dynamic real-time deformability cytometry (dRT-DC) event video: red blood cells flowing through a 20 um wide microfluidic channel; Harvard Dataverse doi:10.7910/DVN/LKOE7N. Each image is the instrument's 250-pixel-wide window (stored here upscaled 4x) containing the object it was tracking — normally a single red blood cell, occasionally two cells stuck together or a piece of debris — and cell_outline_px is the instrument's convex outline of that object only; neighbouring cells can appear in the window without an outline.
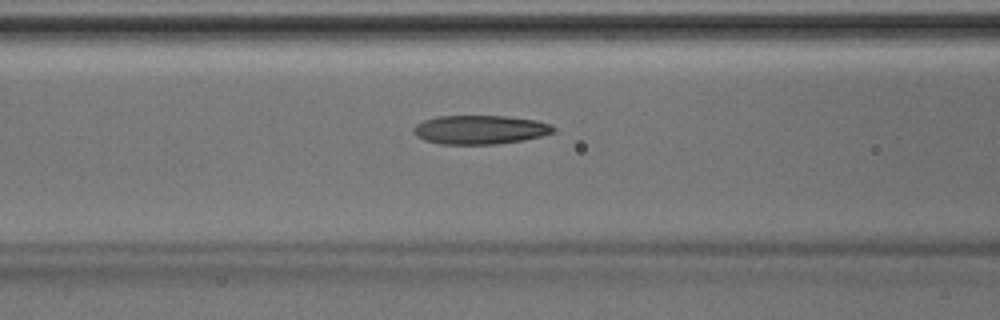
{"species": "Egyptian fruit bat (a non-hibernating species)", "species_latin": "Rousettus aegyptiacus", "temperature_condition": "room temperature", "stored_images_in_passage": 32, "camera_frame_rate_fps": 3000, "um_per_image_px": 0.085, "animal": {"sex": "male"}, "frame": {"image": 1, "passage_image": 5, "time_ms": 1.333, "image_size_px": [1000, 320], "cell_outline_px": [[556, 128], [552, 132], [540, 136], [524, 140], [496, 144], [440, 144], [424, 140], [416, 136], [412, 132], [412, 128], [416, 124], [424, 120], [436, 116], [508, 116], [536, 120], [552, 124]], "centroid_in_image_um": [40.78, 11.02], "position_along_channel_um": 125.8, "area_um2": 23.7}}
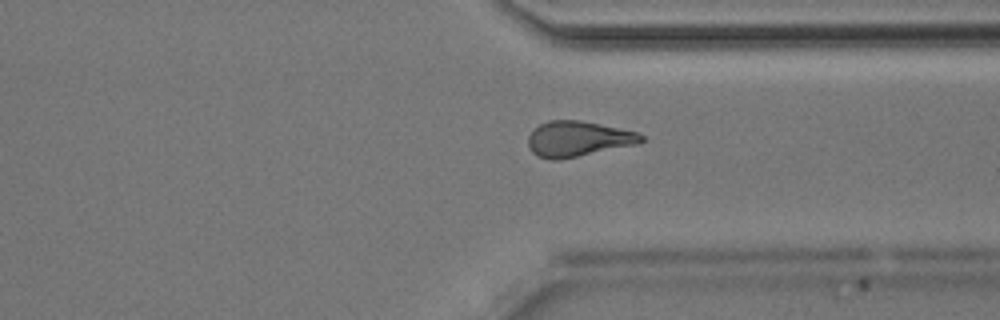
{"frame": {"image": 2, "passage_image": 21, "time_ms": 6.667, "image_size_px": [1000, 320], "cell_outline_px": [[644, 140], [640, 144], [560, 160], [552, 160], [536, 156], [528, 148], [528, 136], [532, 128], [548, 120], [580, 120], [640, 132], [644, 136]], "centroid_in_image_um": [49.14, 11.81], "position_along_channel_um": 362.3, "area_um2": 23.87}}
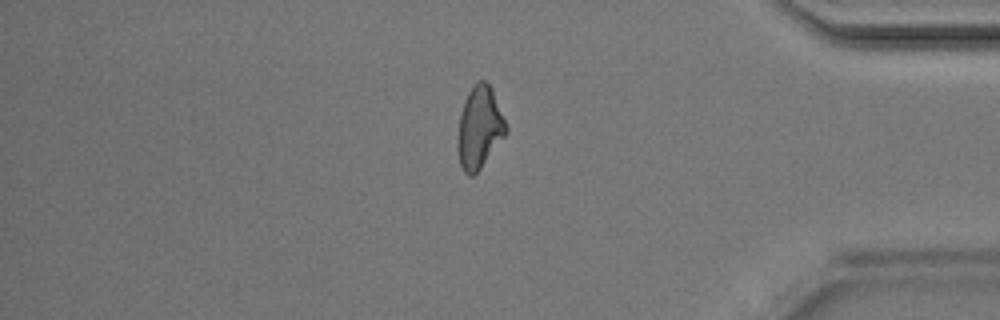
{"frame": {"image": 3, "passage_image": 25, "time_ms": 8.0, "image_size_px": [1000, 320], "cell_outline_px": [[508, 132], [480, 168], [472, 176], [468, 176], [464, 172], [460, 164], [456, 148], [456, 140], [460, 112], [464, 100], [468, 92], [476, 80], [484, 80], [492, 88], [508, 128]], "centroid_in_image_um": [40.73, 10.83], "position_along_channel_um": 394.5, "area_um2": 23.35}}